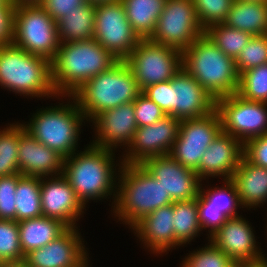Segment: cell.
<instances>
[{"instance_id": "obj_1", "label": "cell", "mask_w": 267, "mask_h": 267, "mask_svg": "<svg viewBox=\"0 0 267 267\" xmlns=\"http://www.w3.org/2000/svg\"><path fill=\"white\" fill-rule=\"evenodd\" d=\"M117 61L94 38L61 43L51 61L53 88L58 97L71 96L84 83L108 70Z\"/></svg>"}, {"instance_id": "obj_2", "label": "cell", "mask_w": 267, "mask_h": 267, "mask_svg": "<svg viewBox=\"0 0 267 267\" xmlns=\"http://www.w3.org/2000/svg\"><path fill=\"white\" fill-rule=\"evenodd\" d=\"M113 152L111 149L100 148L90 143L84 151L75 152L64 158L62 175L84 206L90 199H106L107 196L111 197L112 193L115 203L117 173Z\"/></svg>"}, {"instance_id": "obj_3", "label": "cell", "mask_w": 267, "mask_h": 267, "mask_svg": "<svg viewBox=\"0 0 267 267\" xmlns=\"http://www.w3.org/2000/svg\"><path fill=\"white\" fill-rule=\"evenodd\" d=\"M119 167L113 213L130 229L144 216L173 203L160 181L141 164L121 163Z\"/></svg>"}, {"instance_id": "obj_4", "label": "cell", "mask_w": 267, "mask_h": 267, "mask_svg": "<svg viewBox=\"0 0 267 267\" xmlns=\"http://www.w3.org/2000/svg\"><path fill=\"white\" fill-rule=\"evenodd\" d=\"M182 67L215 100L238 91L235 59L227 56L205 34L182 51Z\"/></svg>"}, {"instance_id": "obj_5", "label": "cell", "mask_w": 267, "mask_h": 267, "mask_svg": "<svg viewBox=\"0 0 267 267\" xmlns=\"http://www.w3.org/2000/svg\"><path fill=\"white\" fill-rule=\"evenodd\" d=\"M141 93L130 67L125 61H117L108 70L84 83L71 96L91 122L101 112L132 103Z\"/></svg>"}, {"instance_id": "obj_6", "label": "cell", "mask_w": 267, "mask_h": 267, "mask_svg": "<svg viewBox=\"0 0 267 267\" xmlns=\"http://www.w3.org/2000/svg\"><path fill=\"white\" fill-rule=\"evenodd\" d=\"M0 86L31 98L58 96L51 81V62L13 43L0 45Z\"/></svg>"}, {"instance_id": "obj_7", "label": "cell", "mask_w": 267, "mask_h": 267, "mask_svg": "<svg viewBox=\"0 0 267 267\" xmlns=\"http://www.w3.org/2000/svg\"><path fill=\"white\" fill-rule=\"evenodd\" d=\"M67 97L73 102L40 109L32 115L28 124L23 123L35 139L64 158L77 151L80 126L86 119L75 99Z\"/></svg>"}, {"instance_id": "obj_8", "label": "cell", "mask_w": 267, "mask_h": 267, "mask_svg": "<svg viewBox=\"0 0 267 267\" xmlns=\"http://www.w3.org/2000/svg\"><path fill=\"white\" fill-rule=\"evenodd\" d=\"M12 43L51 62L61 44L57 22L40 5L14 7Z\"/></svg>"}, {"instance_id": "obj_9", "label": "cell", "mask_w": 267, "mask_h": 267, "mask_svg": "<svg viewBox=\"0 0 267 267\" xmlns=\"http://www.w3.org/2000/svg\"><path fill=\"white\" fill-rule=\"evenodd\" d=\"M124 61L142 91L149 85L171 80L182 68V51L142 39Z\"/></svg>"}, {"instance_id": "obj_10", "label": "cell", "mask_w": 267, "mask_h": 267, "mask_svg": "<svg viewBox=\"0 0 267 267\" xmlns=\"http://www.w3.org/2000/svg\"><path fill=\"white\" fill-rule=\"evenodd\" d=\"M203 34L193 0H166L149 40L183 51Z\"/></svg>"}, {"instance_id": "obj_11", "label": "cell", "mask_w": 267, "mask_h": 267, "mask_svg": "<svg viewBox=\"0 0 267 267\" xmlns=\"http://www.w3.org/2000/svg\"><path fill=\"white\" fill-rule=\"evenodd\" d=\"M94 39L118 61L142 40L130 25L121 0L95 5Z\"/></svg>"}, {"instance_id": "obj_12", "label": "cell", "mask_w": 267, "mask_h": 267, "mask_svg": "<svg viewBox=\"0 0 267 267\" xmlns=\"http://www.w3.org/2000/svg\"><path fill=\"white\" fill-rule=\"evenodd\" d=\"M222 131L243 144L254 137L267 134V103L249 101L237 93L216 100Z\"/></svg>"}, {"instance_id": "obj_13", "label": "cell", "mask_w": 267, "mask_h": 267, "mask_svg": "<svg viewBox=\"0 0 267 267\" xmlns=\"http://www.w3.org/2000/svg\"><path fill=\"white\" fill-rule=\"evenodd\" d=\"M180 122L179 118L166 115L152 125L138 127L119 163L141 164L148 158L168 155L178 136Z\"/></svg>"}, {"instance_id": "obj_14", "label": "cell", "mask_w": 267, "mask_h": 267, "mask_svg": "<svg viewBox=\"0 0 267 267\" xmlns=\"http://www.w3.org/2000/svg\"><path fill=\"white\" fill-rule=\"evenodd\" d=\"M141 165L160 181L173 202L198 197L202 180L194 170L184 167L169 154L148 158Z\"/></svg>"}, {"instance_id": "obj_15", "label": "cell", "mask_w": 267, "mask_h": 267, "mask_svg": "<svg viewBox=\"0 0 267 267\" xmlns=\"http://www.w3.org/2000/svg\"><path fill=\"white\" fill-rule=\"evenodd\" d=\"M216 110V100L182 67L171 79L170 115L200 118Z\"/></svg>"}, {"instance_id": "obj_16", "label": "cell", "mask_w": 267, "mask_h": 267, "mask_svg": "<svg viewBox=\"0 0 267 267\" xmlns=\"http://www.w3.org/2000/svg\"><path fill=\"white\" fill-rule=\"evenodd\" d=\"M77 229L68 227L52 242L27 253L26 267H78L83 264L88 253Z\"/></svg>"}, {"instance_id": "obj_17", "label": "cell", "mask_w": 267, "mask_h": 267, "mask_svg": "<svg viewBox=\"0 0 267 267\" xmlns=\"http://www.w3.org/2000/svg\"><path fill=\"white\" fill-rule=\"evenodd\" d=\"M40 198L43 216L57 219L67 227H77L76 221L81 218L85 206L62 174L41 177Z\"/></svg>"}, {"instance_id": "obj_18", "label": "cell", "mask_w": 267, "mask_h": 267, "mask_svg": "<svg viewBox=\"0 0 267 267\" xmlns=\"http://www.w3.org/2000/svg\"><path fill=\"white\" fill-rule=\"evenodd\" d=\"M91 122L97 133L91 144L111 150H115L120 145L128 148L138 128L133 102L105 110Z\"/></svg>"}, {"instance_id": "obj_19", "label": "cell", "mask_w": 267, "mask_h": 267, "mask_svg": "<svg viewBox=\"0 0 267 267\" xmlns=\"http://www.w3.org/2000/svg\"><path fill=\"white\" fill-rule=\"evenodd\" d=\"M248 222L241 215L228 218L213 235L209 236V240L223 250L233 262L260 260L265 255L257 246L253 228Z\"/></svg>"}, {"instance_id": "obj_20", "label": "cell", "mask_w": 267, "mask_h": 267, "mask_svg": "<svg viewBox=\"0 0 267 267\" xmlns=\"http://www.w3.org/2000/svg\"><path fill=\"white\" fill-rule=\"evenodd\" d=\"M243 155L244 144L221 131L203 153L199 168L195 172L201 180L217 176H223L224 180L231 179Z\"/></svg>"}, {"instance_id": "obj_21", "label": "cell", "mask_w": 267, "mask_h": 267, "mask_svg": "<svg viewBox=\"0 0 267 267\" xmlns=\"http://www.w3.org/2000/svg\"><path fill=\"white\" fill-rule=\"evenodd\" d=\"M64 157L35 139L28 131L19 138L18 166L24 176H58L63 171Z\"/></svg>"}, {"instance_id": "obj_22", "label": "cell", "mask_w": 267, "mask_h": 267, "mask_svg": "<svg viewBox=\"0 0 267 267\" xmlns=\"http://www.w3.org/2000/svg\"><path fill=\"white\" fill-rule=\"evenodd\" d=\"M174 202L144 216L131 229L153 254H163L175 247Z\"/></svg>"}, {"instance_id": "obj_23", "label": "cell", "mask_w": 267, "mask_h": 267, "mask_svg": "<svg viewBox=\"0 0 267 267\" xmlns=\"http://www.w3.org/2000/svg\"><path fill=\"white\" fill-rule=\"evenodd\" d=\"M242 208H255L267 201V168L249 162L244 156L230 179Z\"/></svg>"}, {"instance_id": "obj_24", "label": "cell", "mask_w": 267, "mask_h": 267, "mask_svg": "<svg viewBox=\"0 0 267 267\" xmlns=\"http://www.w3.org/2000/svg\"><path fill=\"white\" fill-rule=\"evenodd\" d=\"M20 245L25 256L34 249H39L52 242L68 227L61 221L41 216L18 222Z\"/></svg>"}, {"instance_id": "obj_25", "label": "cell", "mask_w": 267, "mask_h": 267, "mask_svg": "<svg viewBox=\"0 0 267 267\" xmlns=\"http://www.w3.org/2000/svg\"><path fill=\"white\" fill-rule=\"evenodd\" d=\"M224 24L252 36L267 34V2L234 0Z\"/></svg>"}, {"instance_id": "obj_26", "label": "cell", "mask_w": 267, "mask_h": 267, "mask_svg": "<svg viewBox=\"0 0 267 267\" xmlns=\"http://www.w3.org/2000/svg\"><path fill=\"white\" fill-rule=\"evenodd\" d=\"M58 37L61 43H70L94 38L95 5L88 2L66 13L58 22Z\"/></svg>"}, {"instance_id": "obj_27", "label": "cell", "mask_w": 267, "mask_h": 267, "mask_svg": "<svg viewBox=\"0 0 267 267\" xmlns=\"http://www.w3.org/2000/svg\"><path fill=\"white\" fill-rule=\"evenodd\" d=\"M126 17L141 39H149L155 31L166 0H121Z\"/></svg>"}, {"instance_id": "obj_28", "label": "cell", "mask_w": 267, "mask_h": 267, "mask_svg": "<svg viewBox=\"0 0 267 267\" xmlns=\"http://www.w3.org/2000/svg\"><path fill=\"white\" fill-rule=\"evenodd\" d=\"M222 131V122L217 110L200 118L183 119L173 144L210 145Z\"/></svg>"}, {"instance_id": "obj_29", "label": "cell", "mask_w": 267, "mask_h": 267, "mask_svg": "<svg viewBox=\"0 0 267 267\" xmlns=\"http://www.w3.org/2000/svg\"><path fill=\"white\" fill-rule=\"evenodd\" d=\"M41 177L22 175L15 192L16 221L43 216L41 207Z\"/></svg>"}, {"instance_id": "obj_30", "label": "cell", "mask_w": 267, "mask_h": 267, "mask_svg": "<svg viewBox=\"0 0 267 267\" xmlns=\"http://www.w3.org/2000/svg\"><path fill=\"white\" fill-rule=\"evenodd\" d=\"M175 248L191 242L202 231L199 224L197 197L190 200L174 201L173 223Z\"/></svg>"}, {"instance_id": "obj_31", "label": "cell", "mask_w": 267, "mask_h": 267, "mask_svg": "<svg viewBox=\"0 0 267 267\" xmlns=\"http://www.w3.org/2000/svg\"><path fill=\"white\" fill-rule=\"evenodd\" d=\"M224 187L209 188L207 190L200 185V191L197 197V202H208V208H215L227 218L238 217L237 207L241 208L238 192L234 183L230 179L224 180Z\"/></svg>"}, {"instance_id": "obj_32", "label": "cell", "mask_w": 267, "mask_h": 267, "mask_svg": "<svg viewBox=\"0 0 267 267\" xmlns=\"http://www.w3.org/2000/svg\"><path fill=\"white\" fill-rule=\"evenodd\" d=\"M21 123H13L0 131V177L19 173L18 147L20 135L25 131Z\"/></svg>"}, {"instance_id": "obj_33", "label": "cell", "mask_w": 267, "mask_h": 267, "mask_svg": "<svg viewBox=\"0 0 267 267\" xmlns=\"http://www.w3.org/2000/svg\"><path fill=\"white\" fill-rule=\"evenodd\" d=\"M204 34L227 56L236 59L253 37L250 33L231 28L224 23L208 27Z\"/></svg>"}, {"instance_id": "obj_34", "label": "cell", "mask_w": 267, "mask_h": 267, "mask_svg": "<svg viewBox=\"0 0 267 267\" xmlns=\"http://www.w3.org/2000/svg\"><path fill=\"white\" fill-rule=\"evenodd\" d=\"M237 94L249 101L267 103V63L239 75Z\"/></svg>"}, {"instance_id": "obj_35", "label": "cell", "mask_w": 267, "mask_h": 267, "mask_svg": "<svg viewBox=\"0 0 267 267\" xmlns=\"http://www.w3.org/2000/svg\"><path fill=\"white\" fill-rule=\"evenodd\" d=\"M18 222L0 220V263L24 262Z\"/></svg>"}, {"instance_id": "obj_36", "label": "cell", "mask_w": 267, "mask_h": 267, "mask_svg": "<svg viewBox=\"0 0 267 267\" xmlns=\"http://www.w3.org/2000/svg\"><path fill=\"white\" fill-rule=\"evenodd\" d=\"M234 0H193L198 21L205 31L208 27L224 23Z\"/></svg>"}, {"instance_id": "obj_37", "label": "cell", "mask_w": 267, "mask_h": 267, "mask_svg": "<svg viewBox=\"0 0 267 267\" xmlns=\"http://www.w3.org/2000/svg\"><path fill=\"white\" fill-rule=\"evenodd\" d=\"M238 74L267 63V34L253 36L235 59Z\"/></svg>"}, {"instance_id": "obj_38", "label": "cell", "mask_w": 267, "mask_h": 267, "mask_svg": "<svg viewBox=\"0 0 267 267\" xmlns=\"http://www.w3.org/2000/svg\"><path fill=\"white\" fill-rule=\"evenodd\" d=\"M204 248L193 251L182 261L181 267H228L233 261L210 240Z\"/></svg>"}, {"instance_id": "obj_39", "label": "cell", "mask_w": 267, "mask_h": 267, "mask_svg": "<svg viewBox=\"0 0 267 267\" xmlns=\"http://www.w3.org/2000/svg\"><path fill=\"white\" fill-rule=\"evenodd\" d=\"M21 174L0 177V220L16 221L15 192Z\"/></svg>"}, {"instance_id": "obj_40", "label": "cell", "mask_w": 267, "mask_h": 267, "mask_svg": "<svg viewBox=\"0 0 267 267\" xmlns=\"http://www.w3.org/2000/svg\"><path fill=\"white\" fill-rule=\"evenodd\" d=\"M138 127L149 126L166 116L164 111L142 92L133 102Z\"/></svg>"}, {"instance_id": "obj_41", "label": "cell", "mask_w": 267, "mask_h": 267, "mask_svg": "<svg viewBox=\"0 0 267 267\" xmlns=\"http://www.w3.org/2000/svg\"><path fill=\"white\" fill-rule=\"evenodd\" d=\"M209 145L173 144L169 155L184 167L196 171Z\"/></svg>"}, {"instance_id": "obj_42", "label": "cell", "mask_w": 267, "mask_h": 267, "mask_svg": "<svg viewBox=\"0 0 267 267\" xmlns=\"http://www.w3.org/2000/svg\"><path fill=\"white\" fill-rule=\"evenodd\" d=\"M243 156L249 162L267 168V134L247 140Z\"/></svg>"}, {"instance_id": "obj_43", "label": "cell", "mask_w": 267, "mask_h": 267, "mask_svg": "<svg viewBox=\"0 0 267 267\" xmlns=\"http://www.w3.org/2000/svg\"><path fill=\"white\" fill-rule=\"evenodd\" d=\"M199 224L201 229H209V235H213L226 221L227 217L221 210L208 208V202H198Z\"/></svg>"}, {"instance_id": "obj_44", "label": "cell", "mask_w": 267, "mask_h": 267, "mask_svg": "<svg viewBox=\"0 0 267 267\" xmlns=\"http://www.w3.org/2000/svg\"><path fill=\"white\" fill-rule=\"evenodd\" d=\"M171 80L149 85L141 92L157 104L166 115H170Z\"/></svg>"}, {"instance_id": "obj_45", "label": "cell", "mask_w": 267, "mask_h": 267, "mask_svg": "<svg viewBox=\"0 0 267 267\" xmlns=\"http://www.w3.org/2000/svg\"><path fill=\"white\" fill-rule=\"evenodd\" d=\"M86 3V0H42L40 6L58 22L66 13Z\"/></svg>"}, {"instance_id": "obj_46", "label": "cell", "mask_w": 267, "mask_h": 267, "mask_svg": "<svg viewBox=\"0 0 267 267\" xmlns=\"http://www.w3.org/2000/svg\"><path fill=\"white\" fill-rule=\"evenodd\" d=\"M13 11L8 0L0 6V45L12 43Z\"/></svg>"}, {"instance_id": "obj_47", "label": "cell", "mask_w": 267, "mask_h": 267, "mask_svg": "<svg viewBox=\"0 0 267 267\" xmlns=\"http://www.w3.org/2000/svg\"><path fill=\"white\" fill-rule=\"evenodd\" d=\"M14 7L20 5H40L42 0H8Z\"/></svg>"}, {"instance_id": "obj_48", "label": "cell", "mask_w": 267, "mask_h": 267, "mask_svg": "<svg viewBox=\"0 0 267 267\" xmlns=\"http://www.w3.org/2000/svg\"><path fill=\"white\" fill-rule=\"evenodd\" d=\"M243 267H267V258L264 257L257 261L243 262Z\"/></svg>"}, {"instance_id": "obj_49", "label": "cell", "mask_w": 267, "mask_h": 267, "mask_svg": "<svg viewBox=\"0 0 267 267\" xmlns=\"http://www.w3.org/2000/svg\"><path fill=\"white\" fill-rule=\"evenodd\" d=\"M0 267H26L24 262L0 263Z\"/></svg>"}, {"instance_id": "obj_50", "label": "cell", "mask_w": 267, "mask_h": 267, "mask_svg": "<svg viewBox=\"0 0 267 267\" xmlns=\"http://www.w3.org/2000/svg\"><path fill=\"white\" fill-rule=\"evenodd\" d=\"M115 1H118V0H86V2L93 4V5L104 4V3L115 2Z\"/></svg>"}, {"instance_id": "obj_51", "label": "cell", "mask_w": 267, "mask_h": 267, "mask_svg": "<svg viewBox=\"0 0 267 267\" xmlns=\"http://www.w3.org/2000/svg\"><path fill=\"white\" fill-rule=\"evenodd\" d=\"M228 267H243V262H232Z\"/></svg>"}, {"instance_id": "obj_52", "label": "cell", "mask_w": 267, "mask_h": 267, "mask_svg": "<svg viewBox=\"0 0 267 267\" xmlns=\"http://www.w3.org/2000/svg\"><path fill=\"white\" fill-rule=\"evenodd\" d=\"M88 265H89V262H88V259H87L83 264H81L78 267H88Z\"/></svg>"}, {"instance_id": "obj_53", "label": "cell", "mask_w": 267, "mask_h": 267, "mask_svg": "<svg viewBox=\"0 0 267 267\" xmlns=\"http://www.w3.org/2000/svg\"><path fill=\"white\" fill-rule=\"evenodd\" d=\"M241 1L267 2V0H241Z\"/></svg>"}, {"instance_id": "obj_54", "label": "cell", "mask_w": 267, "mask_h": 267, "mask_svg": "<svg viewBox=\"0 0 267 267\" xmlns=\"http://www.w3.org/2000/svg\"><path fill=\"white\" fill-rule=\"evenodd\" d=\"M6 0H0V6L5 2Z\"/></svg>"}]
</instances>
